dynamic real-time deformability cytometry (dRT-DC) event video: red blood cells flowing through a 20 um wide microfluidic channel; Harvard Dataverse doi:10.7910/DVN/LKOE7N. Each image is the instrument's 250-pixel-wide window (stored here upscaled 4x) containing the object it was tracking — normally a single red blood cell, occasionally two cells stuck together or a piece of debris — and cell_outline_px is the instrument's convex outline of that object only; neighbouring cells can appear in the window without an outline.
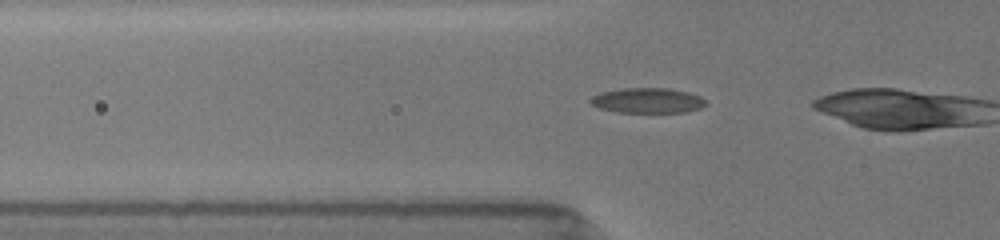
{"species": "common noctule bat (a hibernating species)", "species_latin": "Nyctalus noctula", "temperature_condition": "room temperature", "stored_images_in_passage": 5, "camera_frame_rate_fps": 3000, "um_per_image_px": 0.085, "animal": {"sex": "female", "body_mass_g": 19.5, "forearm_length_mm": 54.1}, "frame": {"image": 1, "passage_image": 2, "time_ms": 0.333, "image_size_px": [1000, 240], "cell_outline_px": [[708, 104], [700, 108], [684, 112], [616, 112], [600, 108], [592, 104], [588, 100], [592, 96], [600, 92], [624, 88], [668, 88], [688, 92], [700, 96]], "centroid_in_image_um": [55.03, 8.54], "position_along_channel_um": 70.8, "area_um2": 16.88}}